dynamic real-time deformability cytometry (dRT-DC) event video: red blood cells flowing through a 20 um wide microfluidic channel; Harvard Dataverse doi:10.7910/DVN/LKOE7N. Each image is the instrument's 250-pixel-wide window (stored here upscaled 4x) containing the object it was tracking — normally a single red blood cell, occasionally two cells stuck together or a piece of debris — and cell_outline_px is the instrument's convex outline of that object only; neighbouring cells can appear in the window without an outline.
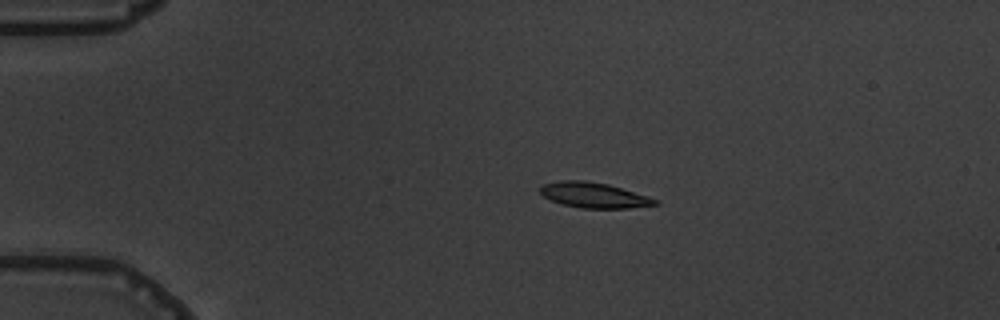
{"species": "common noctule bat (a hibernating species)", "species_latin": "Nyctalus noctula", "temperature_condition": "warm", "stored_images_in_passage": 5, "camera_frame_rate_fps": 3000, "um_per_image_px": 0.085, "animal": {"sex": "male", "body_mass_g": 19.5, "forearm_length_mm": 54.6}, "frame": {"image": 1, "passage_image": 3, "time_ms": 3.0, "image_size_px": [1000, 320], "cell_outline_px": [[660, 204], [628, 208], [580, 208], [564, 204], [552, 200], [544, 196], [540, 192], [540, 188], [544, 184], [560, 180], [584, 180], [608, 184], [648, 196], [660, 200]], "centroid_in_image_um": [50.52, 16.58], "position_along_channel_um": 34.5, "area_um2": 16.88}}
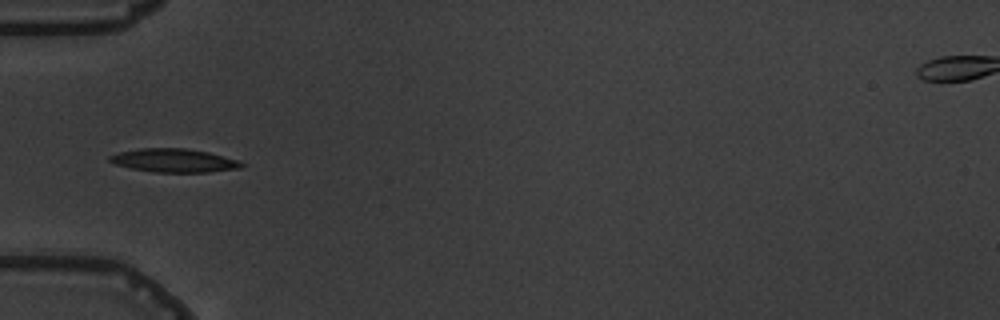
{"frame": {"image": 2, "passage_image": 5, "time_ms": 5.333, "image_size_px": [1000, 320], "cell_outline_px": [[248, 164], [240, 168], [208, 172], [156, 172], [132, 168], [116, 164], [108, 160], [108, 156], [120, 152], [140, 148], [184, 148], [208, 152], [240, 160]], "centroid_in_image_um": [14.85, 13.64], "position_along_channel_um": 70.2, "area_um2": 18.03}}